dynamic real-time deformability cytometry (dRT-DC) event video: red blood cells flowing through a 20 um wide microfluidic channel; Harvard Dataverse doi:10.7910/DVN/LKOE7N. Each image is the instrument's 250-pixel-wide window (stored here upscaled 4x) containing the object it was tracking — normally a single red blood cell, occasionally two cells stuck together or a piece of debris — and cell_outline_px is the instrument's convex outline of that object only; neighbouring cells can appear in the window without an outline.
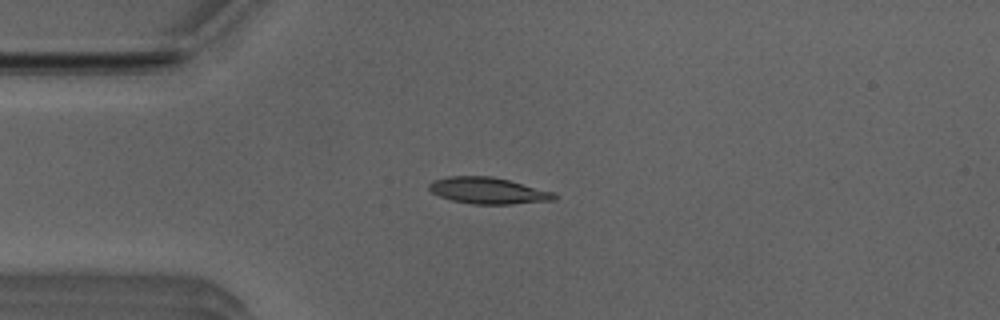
{"species": "Egyptian fruit bat (a non-hibernating species)", "species_latin": "Rousettus aegyptiacus", "temperature_condition": "room temperature", "stored_images_in_passage": 51, "camera_frame_rate_fps": 3000, "um_per_image_px": 0.085, "animal": {"sex": "male"}, "frame": {"image": 1, "passage_image": 12, "time_ms": 3.667, "image_size_px": [1000, 320], "cell_outline_px": [[556, 200], [512, 204], [472, 204], [452, 200], [440, 196], [432, 192], [428, 188], [428, 184], [432, 180], [448, 176], [492, 176], [508, 180], [552, 192], [556, 196]], "centroid_in_image_um": [41.44, 16.2], "position_along_channel_um": 43.6, "area_um2": 19.13}}
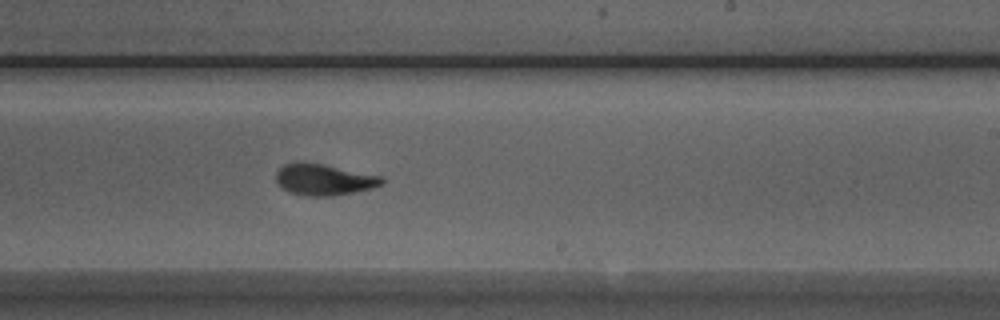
{"frame": {"image": 2, "passage_image": 30, "time_ms": 9.667, "image_size_px": [1000, 320], "cell_outline_px": [[384, 184], [372, 188], [332, 196], [308, 196], [288, 192], [280, 188], [276, 180], [276, 172], [284, 164], [296, 160], [304, 160], [384, 176]], "centroid_in_image_um": [27.51, 15.24], "position_along_channel_um": 261.5, "area_um2": 19.83}}
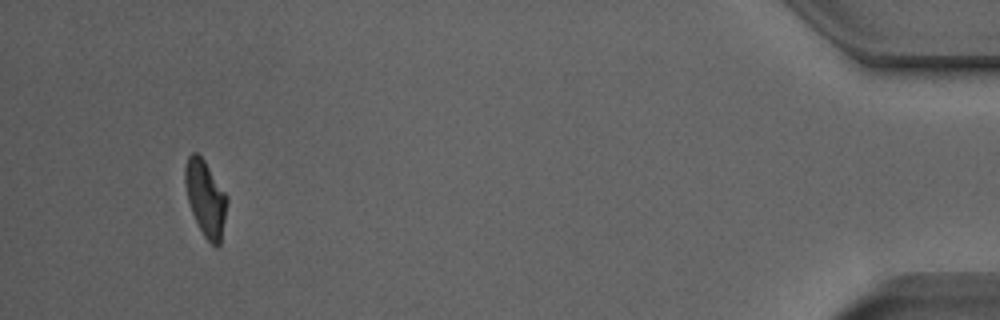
{"frame": {"image": 3, "passage_image": 48, "time_ms": 15.667, "image_size_px": [1000, 320], "cell_outline_px": [[228, 200], [220, 244], [216, 248], [204, 236], [192, 212], [188, 200], [184, 184], [184, 164], [188, 156], [192, 152], [196, 152], [204, 160], [228, 196]], "centroid_in_image_um": [17.46, 16.82], "position_along_channel_um": 417.7, "area_um2": 18.5}, "authors_computed_cell_mechanics": {"area_um2": 18.9584, "velocity_mm_per_s": 3.925, "shape_relaxation_time_tau1_ms": 4.2511, "shape_relaxation_time_tau2_ms": 1.1531, "deformation_change_tau1": 0.1455, "deformation_change_tau2": 0.0646}}